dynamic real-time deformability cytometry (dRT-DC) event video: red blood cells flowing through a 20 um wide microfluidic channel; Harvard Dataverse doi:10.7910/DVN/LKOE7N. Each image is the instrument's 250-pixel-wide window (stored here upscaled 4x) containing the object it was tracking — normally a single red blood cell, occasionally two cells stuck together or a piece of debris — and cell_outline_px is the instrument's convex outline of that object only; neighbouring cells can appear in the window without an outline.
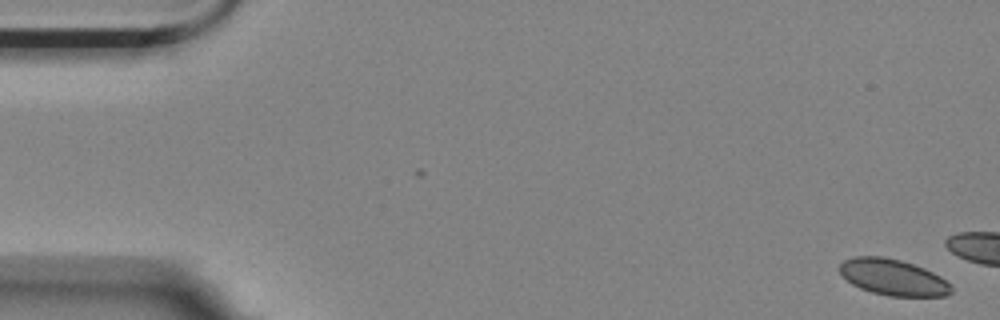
{"species": "Egyptian fruit bat (a non-hibernating species)", "species_latin": "Rousettus aegyptiacus", "temperature_condition": "room temperature", "stored_images_in_passage": 12, "camera_frame_rate_fps": 3000, "um_per_image_px": 0.085, "animal": {"sex": "female"}, "frame": {"image": 1, "passage_image": 1, "time_ms": 0.0, "image_size_px": [1000, 320], "cell_outline_px": [[952, 292], [944, 296], [888, 296], [872, 292], [860, 288], [852, 284], [840, 272], [840, 264], [844, 260], [856, 256], [884, 256], [900, 260], [924, 268], [940, 276], [952, 288]], "centroid_in_image_um": [75.9, 23.57], "position_along_channel_um": 9.1, "area_um2": 23.29}}